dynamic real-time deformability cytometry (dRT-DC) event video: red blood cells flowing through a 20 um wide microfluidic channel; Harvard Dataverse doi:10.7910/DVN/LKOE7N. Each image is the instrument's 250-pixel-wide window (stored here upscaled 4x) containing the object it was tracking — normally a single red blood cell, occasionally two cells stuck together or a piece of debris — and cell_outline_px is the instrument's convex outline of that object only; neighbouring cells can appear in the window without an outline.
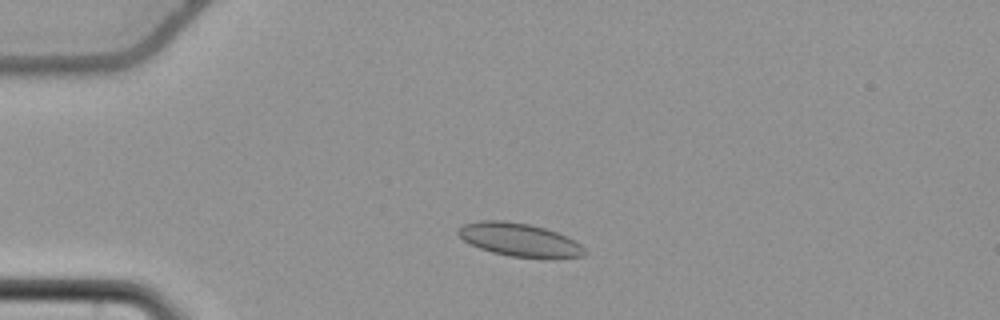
{"species": "common noctule bat (a hibernating species)", "species_latin": "Nyctalus noctula", "temperature_condition": "cold", "stored_images_in_passage": 37, "camera_frame_rate_fps": 3000, "um_per_image_px": 0.085, "animal": {"sex": "female", "body_mass_g": 22.7, "forearm_length_mm": 54.2}, "frame": {"image": 1, "passage_image": 8, "time_ms": 2.333, "image_size_px": [1000, 320], "cell_outline_px": [[588, 252], [584, 256], [512, 256], [492, 252], [480, 248], [464, 240], [456, 232], [464, 224], [480, 220], [504, 220], [528, 224], [544, 228], [568, 236], [576, 240]], "centroid_in_image_um": [44.14, 20.34], "position_along_channel_um": 40.9, "area_um2": 23.81}}
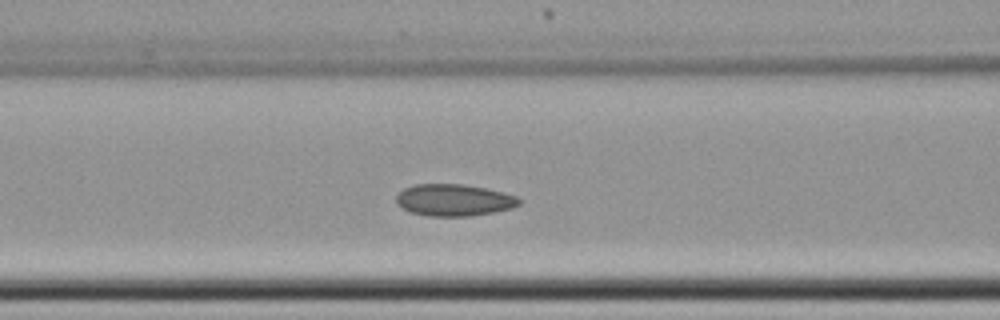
{"frame": {"image": 2, "passage_image": 18, "time_ms": 5.667, "image_size_px": [1000, 320], "cell_outline_px": [[524, 200], [520, 204], [512, 208], [472, 216], [428, 216], [412, 212], [396, 204], [396, 196], [404, 188], [416, 184], [464, 184], [504, 192], [516, 196]], "centroid_in_image_um": [38.62, 17.0], "position_along_channel_um": 128.0, "area_um2": 22.83}}
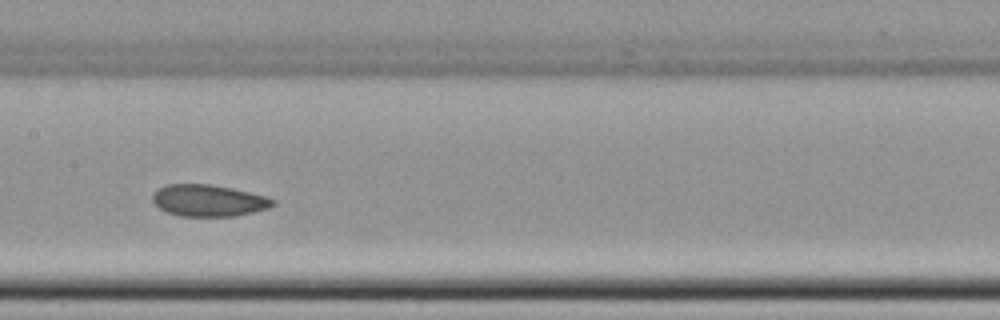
{"frame": {"image": 3, "passage_image": 23, "time_ms": 7.333, "image_size_px": [1000, 320], "cell_outline_px": [[276, 204], [268, 208], [252, 212], [232, 216], [180, 216], [168, 212], [160, 208], [152, 200], [152, 192], [164, 184], [212, 184], [232, 188], [264, 196], [276, 200]], "centroid_in_image_um": [17.7, 17.03], "position_along_channel_um": 189.7, "area_um2": 22.2}}